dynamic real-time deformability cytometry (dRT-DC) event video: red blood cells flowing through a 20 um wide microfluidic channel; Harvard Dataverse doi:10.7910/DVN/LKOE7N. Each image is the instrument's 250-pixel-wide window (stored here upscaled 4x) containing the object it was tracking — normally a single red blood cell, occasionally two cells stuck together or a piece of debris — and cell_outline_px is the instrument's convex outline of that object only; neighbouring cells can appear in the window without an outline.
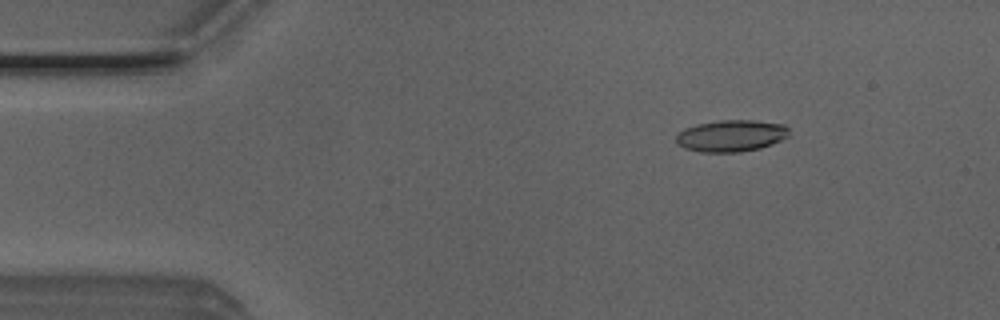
{"species": "Egyptian fruit bat (a non-hibernating species)", "species_latin": "Rousettus aegyptiacus", "temperature_condition": "room temperature", "stored_images_in_passage": 49, "camera_frame_rate_fps": 3000, "um_per_image_px": 0.085, "animal": {"sex": "male"}, "frame": {"image": 1, "passage_image": 7, "time_ms": 2.0, "image_size_px": [1000, 320], "cell_outline_px": [[788, 136], [772, 144], [760, 148], [740, 152], [700, 152], [684, 148], [676, 140], [676, 136], [684, 128], [696, 124], [720, 120], [752, 120], [784, 124], [788, 128]], "centroid_in_image_um": [62.15, 11.54], "position_along_channel_um": 22.9, "area_um2": 20.81}}
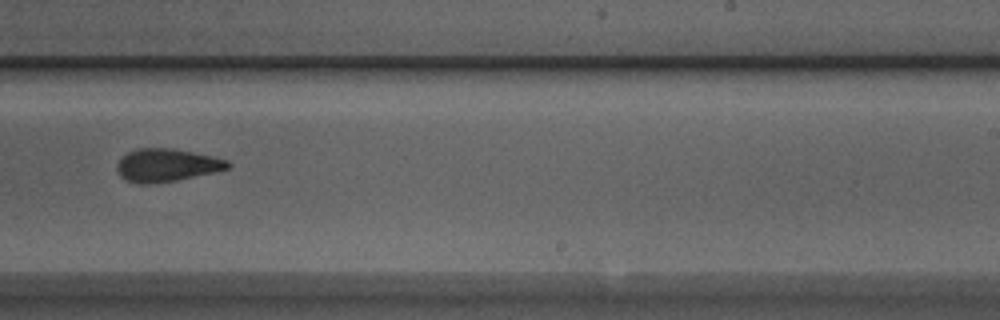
{"frame": {"image": 2, "passage_image": 31, "time_ms": 10.0, "image_size_px": [1000, 320], "cell_outline_px": [[232, 164], [228, 168], [212, 172], [176, 180], [148, 184], [140, 184], [128, 180], [120, 176], [116, 168], [116, 164], [128, 152], [136, 148], [176, 148], [212, 156], [228, 160]], "centroid_in_image_um": [14.16, 14.02], "position_along_channel_um": 274.8, "area_um2": 21.1}}
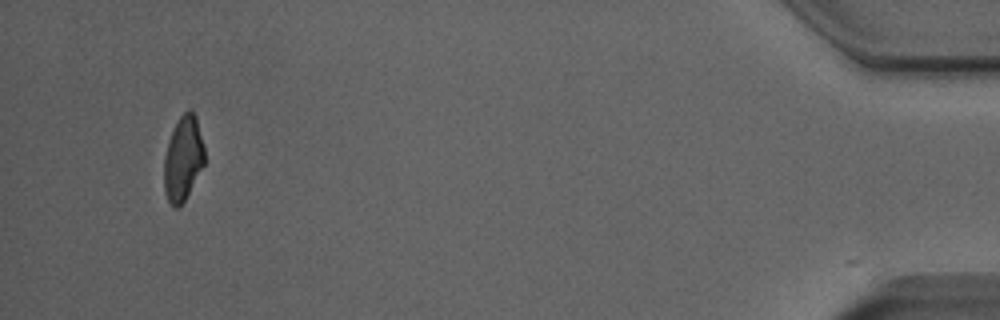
{"frame": {"image": 3, "passage_image": 48, "time_ms": 15.667, "image_size_px": [1000, 320], "cell_outline_px": [[204, 164], [180, 208], [176, 208], [168, 200], [164, 192], [164, 156], [168, 140], [180, 116], [188, 108], [196, 116], [204, 148]], "centroid_in_image_um": [15.55, 13.49], "position_along_channel_um": 419.7, "area_um2": 19.77}, "authors_computed_cell_mechanics": {"area_um2": 21.2126, "velocity_mm_per_s": 4.027, "shape_relaxation_time_tau1_ms": 9.7349, "shape_relaxation_time_tau2_ms": 3.2957, "deformation_change_tau1": 0.2431, "deformation_change_tau2": 0.1188}}